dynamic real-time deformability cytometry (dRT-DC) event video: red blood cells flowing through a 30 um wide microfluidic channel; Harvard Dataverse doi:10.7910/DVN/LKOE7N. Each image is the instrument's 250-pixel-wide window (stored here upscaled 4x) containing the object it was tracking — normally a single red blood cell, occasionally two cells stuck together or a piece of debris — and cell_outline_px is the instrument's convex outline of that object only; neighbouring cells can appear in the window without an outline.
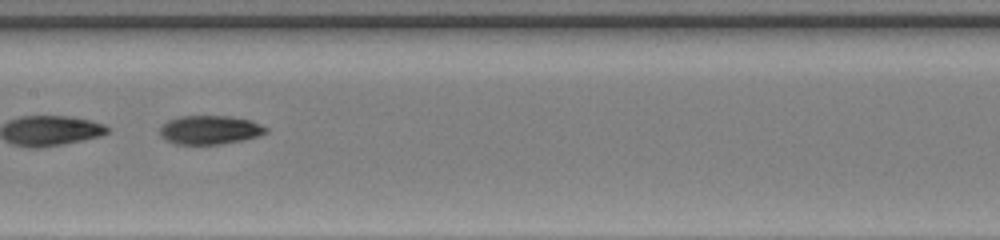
{"species": "common noctule bat (a hibernating species)", "species_latin": "Nyctalus noctula", "temperature_condition": "warm", "stored_images_in_passage": 21, "camera_frame_rate_fps": 3000, "um_per_image_px": 0.085, "animal": {"sex": "female", "body_mass_g": 20.0, "forearm_length_mm": 54.0}, "frame": {"image": 1, "passage_image": 10, "time_ms": 3.0, "image_size_px": [1000, 240], "cell_outline_px": [[268, 132], [260, 136], [244, 140], [220, 144], [176, 144], [164, 140], [160, 136], [160, 128], [168, 120], [180, 116], [228, 116], [248, 120], [260, 124], [268, 128]], "centroid_in_image_um": [17.84, 11.05], "position_along_channel_um": 189.6, "area_um2": 17.86}}